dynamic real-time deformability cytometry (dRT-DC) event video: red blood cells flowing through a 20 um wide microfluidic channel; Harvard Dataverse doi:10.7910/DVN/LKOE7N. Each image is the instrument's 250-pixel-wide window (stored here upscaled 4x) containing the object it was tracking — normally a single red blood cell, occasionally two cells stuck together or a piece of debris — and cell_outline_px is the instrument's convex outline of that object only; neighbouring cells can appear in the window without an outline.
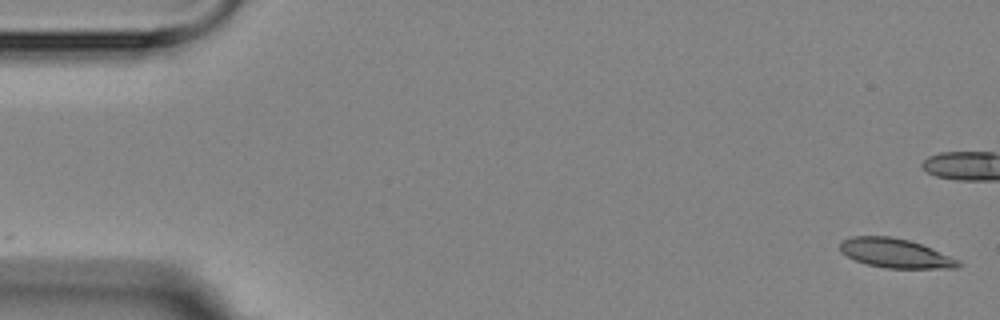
{"species": "Egyptian fruit bat (a non-hibernating species)", "species_latin": "Rousettus aegyptiacus", "temperature_condition": "room temperature", "stored_images_in_passage": 6, "camera_frame_rate_fps": 3000, "um_per_image_px": 0.085, "animal": {"sex": "female"}, "frame": {"image": 1, "passage_image": 1, "time_ms": 0.0, "image_size_px": [1000, 320], "cell_outline_px": [[960, 268], [888, 268], [868, 264], [856, 260], [840, 252], [840, 244], [844, 240], [852, 236], [892, 236], [908, 240], [932, 248], [960, 260]], "centroid_in_image_um": [76.13, 21.52], "position_along_channel_um": 8.9, "area_um2": 20.0}}
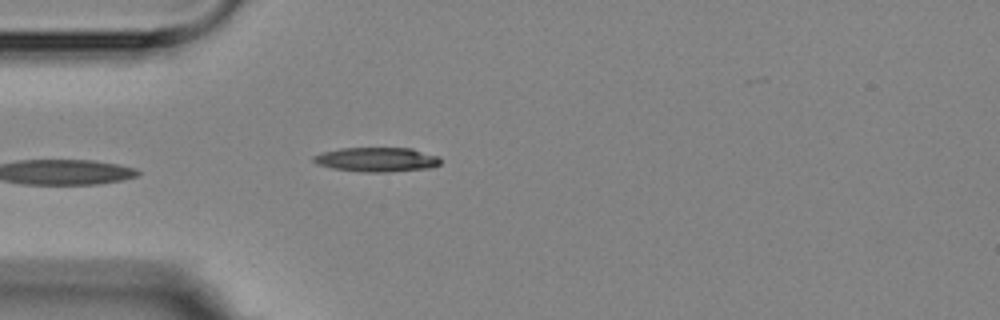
{"frame": {"image": 2, "passage_image": 6, "time_ms": 5.667, "image_size_px": [1000, 320], "cell_outline_px": [[440, 164], [432, 168], [384, 172], [364, 172], [332, 168], [316, 164], [312, 160], [312, 156], [324, 152], [340, 148], [412, 148], [440, 156]], "centroid_in_image_um": [32.05, 13.56], "position_along_channel_um": 53.0, "area_um2": 18.15}}